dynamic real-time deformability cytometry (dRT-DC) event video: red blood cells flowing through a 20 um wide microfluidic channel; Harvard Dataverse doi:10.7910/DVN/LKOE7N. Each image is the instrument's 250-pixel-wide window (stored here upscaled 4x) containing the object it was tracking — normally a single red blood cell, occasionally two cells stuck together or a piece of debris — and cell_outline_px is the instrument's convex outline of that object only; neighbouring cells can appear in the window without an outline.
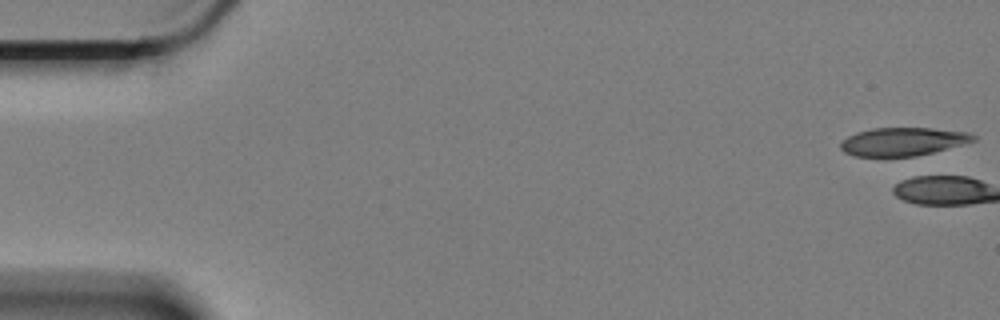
{"species": "Egyptian fruit bat (a non-hibernating species)", "species_latin": "Rousettus aegyptiacus", "temperature_condition": "cold", "stored_images_in_passage": 3, "camera_frame_rate_fps": 3000, "um_per_image_px": 0.085, "animal": {"sex": "female"}, "frame": {"image": 1, "passage_image": 1, "time_ms": 0.0, "image_size_px": [1000, 320], "cell_outline_px": [[976, 140], [932, 152], [916, 156], [856, 156], [844, 152], [840, 148], [840, 144], [848, 136], [856, 132], [872, 128], [932, 128], [968, 132], [976, 136]], "centroid_in_image_um": [76.73, 12.03], "position_along_channel_um": 8.3, "area_um2": 21.62}}